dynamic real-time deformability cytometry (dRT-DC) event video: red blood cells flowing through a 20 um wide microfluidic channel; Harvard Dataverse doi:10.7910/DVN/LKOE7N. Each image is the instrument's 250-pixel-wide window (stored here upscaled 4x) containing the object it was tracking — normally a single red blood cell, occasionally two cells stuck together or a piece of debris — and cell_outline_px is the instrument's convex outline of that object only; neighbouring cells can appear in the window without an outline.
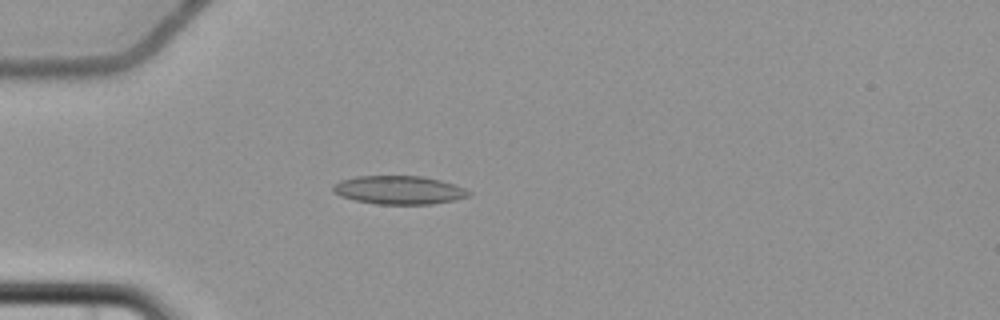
{"species": "common noctule bat (a hibernating species)", "species_latin": "Nyctalus noctula", "temperature_condition": "cold", "stored_images_in_passage": 4, "camera_frame_rate_fps": 3000, "um_per_image_px": 0.085, "animal": {"sex": "female", "body_mass_g": 22.7, "forearm_length_mm": 54.2}, "frame": {"image": 1, "passage_image": 4, "time_ms": 3.667, "image_size_px": [1000, 320], "cell_outline_px": [[472, 192], [468, 196], [452, 200], [432, 204], [376, 204], [356, 200], [340, 196], [332, 192], [332, 184], [340, 180], [356, 176], [420, 176], [440, 180], [464, 188]], "centroid_in_image_um": [33.85, 16.15], "position_along_channel_um": 51.1, "area_um2": 22.43}}